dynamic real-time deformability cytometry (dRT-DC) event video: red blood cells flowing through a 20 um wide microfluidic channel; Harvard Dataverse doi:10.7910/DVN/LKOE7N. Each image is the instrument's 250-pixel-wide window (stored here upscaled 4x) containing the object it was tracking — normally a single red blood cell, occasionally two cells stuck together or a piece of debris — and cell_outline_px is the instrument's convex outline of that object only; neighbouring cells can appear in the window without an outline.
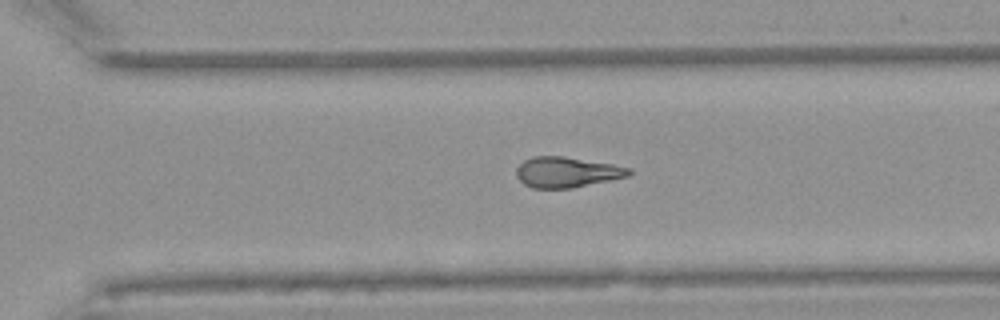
{"species": "Egyptian fruit bat (a non-hibernating species)", "species_latin": "Rousettus aegyptiacus", "temperature_condition": "warm", "stored_images_in_passage": 19, "camera_frame_rate_fps": 3000, "um_per_image_px": 0.085, "animal": {"sex": "female"}, "frame": {"image": 1, "passage_image": 14, "time_ms": 4.333, "image_size_px": [1000, 320], "cell_outline_px": [[632, 172], [628, 176], [612, 180], [572, 188], [532, 188], [524, 184], [516, 176], [516, 168], [524, 160], [532, 156], [564, 156], [612, 164], [632, 168]], "centroid_in_image_um": [48.18, 14.63], "position_along_channel_um": 322.4, "area_um2": 20.11}}